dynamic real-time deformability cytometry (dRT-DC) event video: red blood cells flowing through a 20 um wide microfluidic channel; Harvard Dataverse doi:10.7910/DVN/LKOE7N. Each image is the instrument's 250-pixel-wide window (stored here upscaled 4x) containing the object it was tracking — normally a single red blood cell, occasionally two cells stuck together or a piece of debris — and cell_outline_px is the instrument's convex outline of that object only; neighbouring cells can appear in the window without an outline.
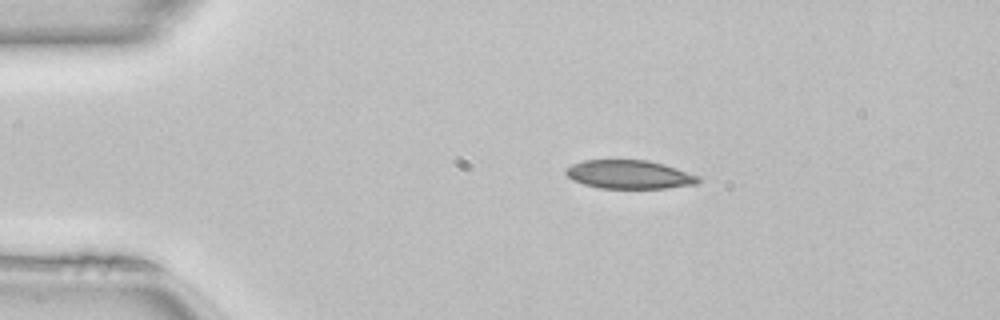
{"species": "common noctule bat (a hibernating species)", "species_latin": "Nyctalus noctula", "temperature_condition": "room temperature", "stored_images_in_passage": 49, "camera_frame_rate_fps": 3000, "um_per_image_px": 0.085, "animal": {"sex": "female", "body_mass_g": 22.7, "forearm_length_mm": 54.2}, "frame": {"image": 1, "passage_image": 9, "time_ms": 2.667, "image_size_px": [1000, 320], "cell_outline_px": [[700, 180], [696, 184], [664, 188], [600, 188], [584, 184], [572, 180], [564, 172], [564, 168], [572, 164], [584, 160], [648, 160], [664, 164], [700, 176]], "centroid_in_image_um": [53.46, 14.82], "position_along_channel_um": 31.5, "area_um2": 22.08}}
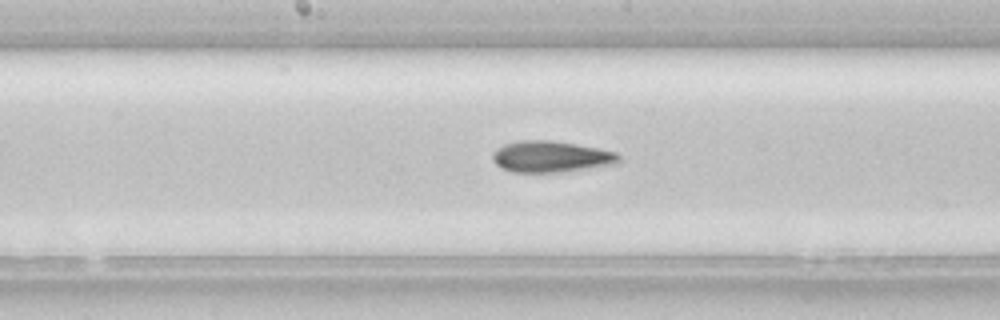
{"frame": {"image": 2, "passage_image": 25, "time_ms": 8.0, "image_size_px": [1000, 320], "cell_outline_px": [[620, 160], [616, 164], [560, 172], [512, 172], [500, 168], [492, 160], [492, 152], [496, 148], [504, 144], [520, 140], [548, 140], [576, 144], [616, 152], [620, 156]], "centroid_in_image_um": [46.78, 13.31], "position_along_channel_um": 201.4, "area_um2": 23.06}}
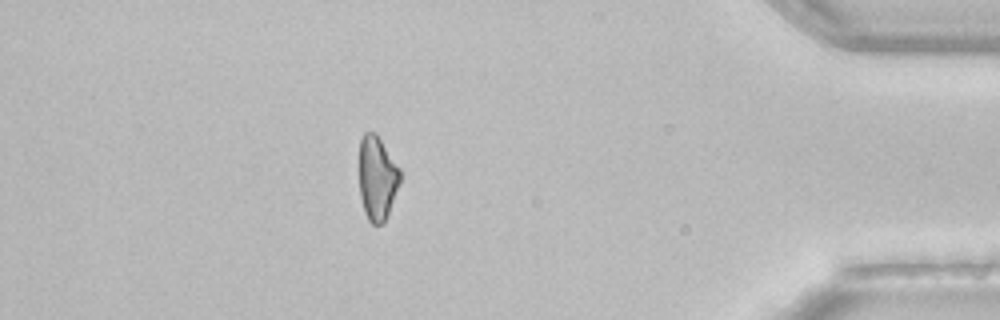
{"frame": {"image": 3, "passage_image": 43, "time_ms": 14.0, "image_size_px": [1000, 320], "cell_outline_px": [[400, 180], [388, 216], [384, 224], [372, 224], [368, 220], [364, 212], [360, 196], [360, 140], [364, 132], [376, 132], [400, 168]], "centroid_in_image_um": [32.06, 15.15], "position_along_channel_um": 403.1, "area_um2": 20.11}, "authors_computed_cell_mechanics": {"area_um2": 22.4842, "velocity_mm_per_s": 4.1232, "shape_relaxation_time_tau1_ms": null, "shape_relaxation_time_tau2_ms": 5.3174, "deformation_change_tau1": null, "deformation_change_tau2": 0.1376}}